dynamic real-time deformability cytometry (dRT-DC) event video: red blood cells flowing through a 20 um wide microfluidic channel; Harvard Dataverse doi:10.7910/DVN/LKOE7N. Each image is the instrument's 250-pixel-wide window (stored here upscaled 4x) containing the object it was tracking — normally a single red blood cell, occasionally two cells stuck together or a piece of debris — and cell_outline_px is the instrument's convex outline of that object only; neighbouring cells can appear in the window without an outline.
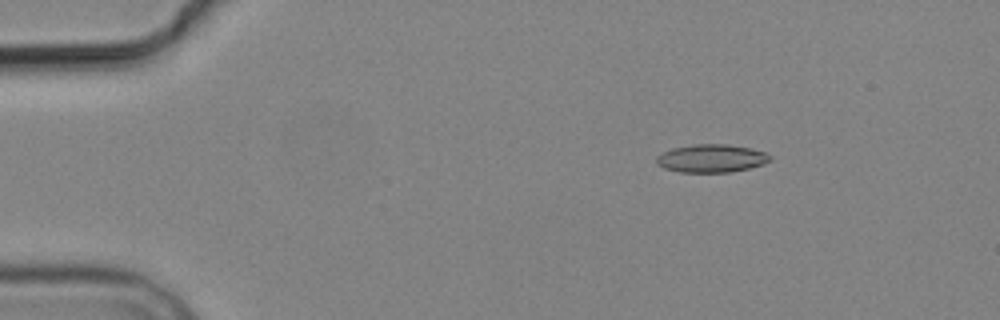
{"species": "common noctule bat (a hibernating species)", "species_latin": "Nyctalus noctula", "temperature_condition": "cold", "stored_images_in_passage": 4, "camera_frame_rate_fps": 3000, "um_per_image_px": 0.085, "animal": {"sex": "male", "body_mass_g": 19.2, "forearm_length_mm": 51.8}, "frame": {"image": 1, "passage_image": 2, "time_ms": 1.333, "image_size_px": [1000, 320], "cell_outline_px": [[772, 160], [764, 164], [732, 172], [680, 172], [664, 168], [656, 164], [656, 156], [672, 148], [692, 144], [728, 144], [748, 148], [764, 152], [772, 156]], "centroid_in_image_um": [60.46, 13.46], "position_along_channel_um": 24.5, "area_um2": 18.61}}